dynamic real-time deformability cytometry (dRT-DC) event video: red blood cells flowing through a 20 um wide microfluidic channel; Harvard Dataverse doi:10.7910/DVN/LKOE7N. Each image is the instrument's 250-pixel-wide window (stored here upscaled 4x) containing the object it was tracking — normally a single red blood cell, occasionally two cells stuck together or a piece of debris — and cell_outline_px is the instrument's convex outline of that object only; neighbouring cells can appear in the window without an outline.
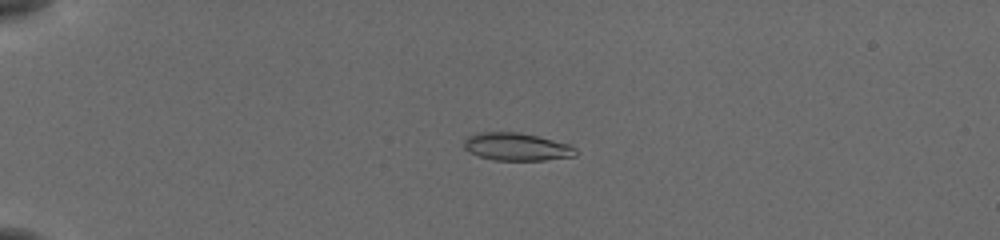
{"species": "common noctule bat (a hibernating species)", "species_latin": "Nyctalus noctula", "temperature_condition": "cold", "stored_images_in_passage": 56, "camera_frame_rate_fps": 3000, "um_per_image_px": 0.085, "animal": {"sex": "female", "body_mass_g": 19.5, "forearm_length_mm": 54.1}, "frame": {"image": 1, "passage_image": 15, "time_ms": 4.667, "image_size_px": [1000, 240], "cell_outline_px": [[580, 152], [576, 156], [544, 160], [492, 160], [468, 152], [464, 148], [464, 140], [468, 136], [480, 132], [520, 132], [568, 144], [576, 148]], "centroid_in_image_um": [43.92, 12.48], "position_along_channel_um": 41.1, "area_um2": 18.09}}
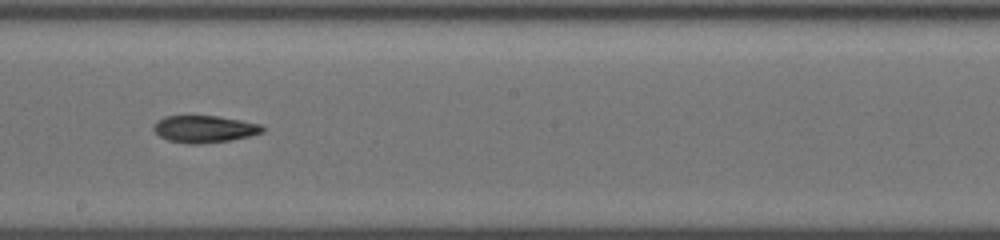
{"frame": {"image": 2, "passage_image": 34, "time_ms": 11.0, "image_size_px": [1000, 240], "cell_outline_px": [[264, 132], [252, 136], [232, 140], [196, 144], [188, 144], [168, 140], [160, 136], [152, 128], [156, 120], [164, 116], [220, 116], [260, 124], [264, 128]], "centroid_in_image_um": [17.38, 10.97], "position_along_channel_um": 230.8, "area_um2": 17.28}}
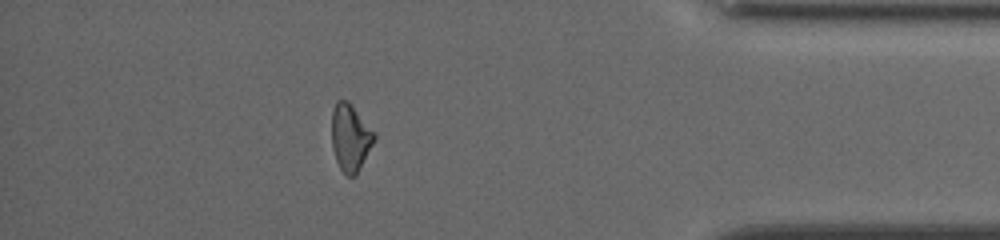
{"frame": {"image": 3, "passage_image": 50, "time_ms": 16.333, "image_size_px": [1000, 240], "cell_outline_px": [[376, 140], [356, 176], [348, 176], [340, 168], [336, 160], [332, 148], [332, 108], [336, 100], [348, 100], [376, 136]], "centroid_in_image_um": [29.77, 11.7], "position_along_channel_um": 405.4, "area_um2": 16.59}}